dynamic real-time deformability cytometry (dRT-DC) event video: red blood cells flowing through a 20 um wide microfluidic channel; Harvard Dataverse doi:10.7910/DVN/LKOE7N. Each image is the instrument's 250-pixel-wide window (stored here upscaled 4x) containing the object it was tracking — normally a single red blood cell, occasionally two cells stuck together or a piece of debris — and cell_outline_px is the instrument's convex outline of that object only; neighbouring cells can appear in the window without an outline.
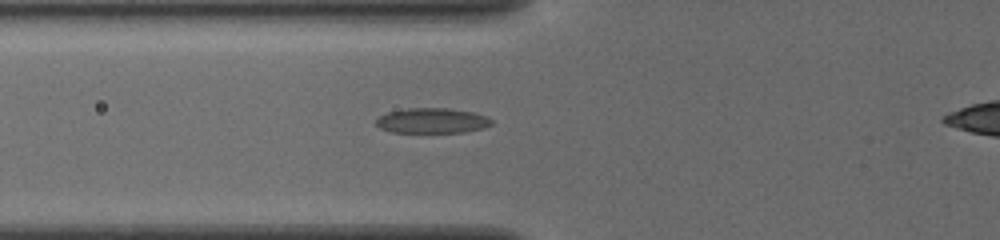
{"species": "common noctule bat (a hibernating species)", "species_latin": "Nyctalus noctula", "temperature_condition": "cold", "stored_images_in_passage": 38, "camera_frame_rate_fps": 3000, "um_per_image_px": 0.085, "animal": {"sex": "female", "body_mass_g": 19.5, "forearm_length_mm": 54.1}, "frame": {"image": 1, "passage_image": 8, "time_ms": 2.333, "image_size_px": [1000, 240], "cell_outline_px": [[492, 124], [484, 128], [464, 132], [392, 132], [380, 128], [376, 124], [376, 120], [380, 116], [388, 112], [408, 108], [448, 108], [472, 112], [484, 116], [492, 120]], "centroid_in_image_um": [36.72, 10.26], "position_along_channel_um": 89.1, "area_um2": 16.76}}
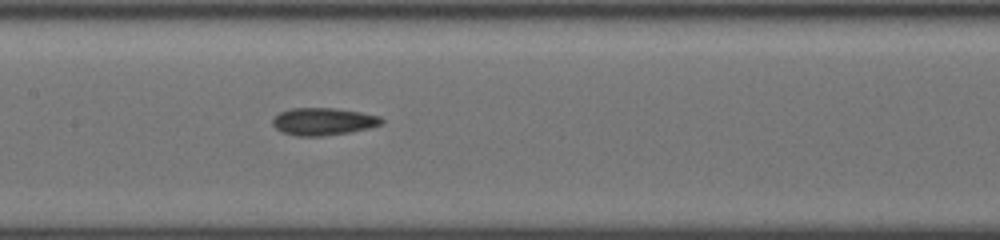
{"frame": {"image": 2, "passage_image": 15, "time_ms": 4.667, "image_size_px": [1000, 240], "cell_outline_px": [[384, 124], [368, 128], [348, 132], [320, 136], [296, 136], [280, 132], [272, 124], [272, 120], [280, 112], [292, 108], [332, 108], [360, 112], [380, 116], [384, 120]], "centroid_in_image_um": [27.47, 10.33], "position_along_channel_um": 179.9, "area_um2": 17.34}}
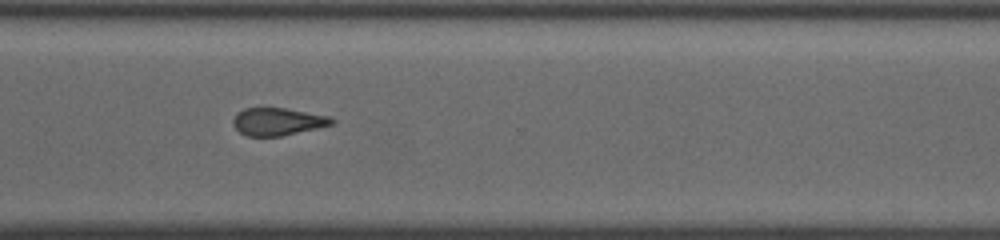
{"frame": {"image": 3, "passage_image": 28, "time_ms": 9.0, "image_size_px": [1000, 240], "cell_outline_px": [[336, 120], [332, 124], [284, 136], [248, 136], [240, 132], [236, 128], [232, 120], [244, 108], [284, 108], [328, 116]], "centroid_in_image_um": [23.61, 10.34], "position_along_channel_um": 347.0, "area_um2": 15.55}}